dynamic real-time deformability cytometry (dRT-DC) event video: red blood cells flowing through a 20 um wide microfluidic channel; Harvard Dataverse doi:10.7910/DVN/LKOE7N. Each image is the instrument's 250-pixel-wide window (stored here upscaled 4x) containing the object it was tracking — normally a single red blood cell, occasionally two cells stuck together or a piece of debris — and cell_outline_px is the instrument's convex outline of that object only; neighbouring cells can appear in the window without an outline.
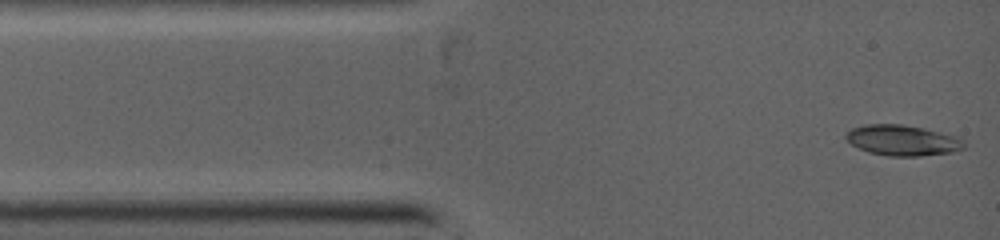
{"species": "common noctule bat (a hibernating species)", "species_latin": "Nyctalus noctula", "temperature_condition": "warm", "stored_images_in_passage": 26, "camera_frame_rate_fps": 5000, "um_per_image_px": 0.085, "animal": {"sex": "female", "body_mass_g": 19.0, "forearm_length_mm": 53.3}, "frame": {"image": 1, "passage_image": 1, "time_ms": 0.0, "image_size_px": [1000, 240], "cell_outline_px": [[964, 148], [952, 152], [920, 156], [892, 156], [868, 152], [852, 144], [844, 136], [852, 128], [864, 124], [904, 124], [924, 128], [960, 136], [964, 140]], "centroid_in_image_um": [76.76, 11.91], "position_along_channel_um": 8.2, "area_um2": 21.15}}
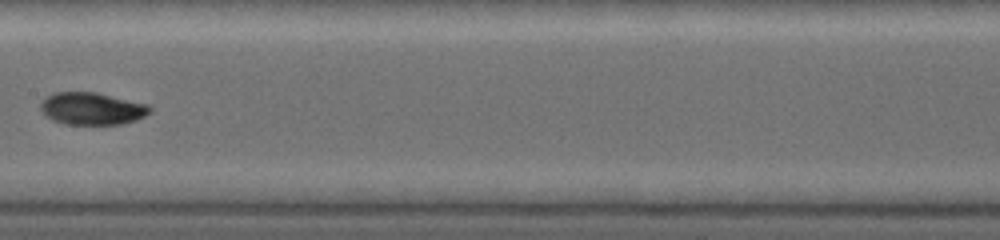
{"frame": {"image": 2, "passage_image": 15, "time_ms": 5.2, "image_size_px": [1000, 240], "cell_outline_px": [[152, 112], [136, 120], [120, 124], [64, 124], [52, 120], [40, 108], [40, 100], [52, 92], [96, 92], [148, 104], [152, 108]], "centroid_in_image_um": [7.81, 9.22], "position_along_channel_um": 199.6, "area_um2": 20.69}}
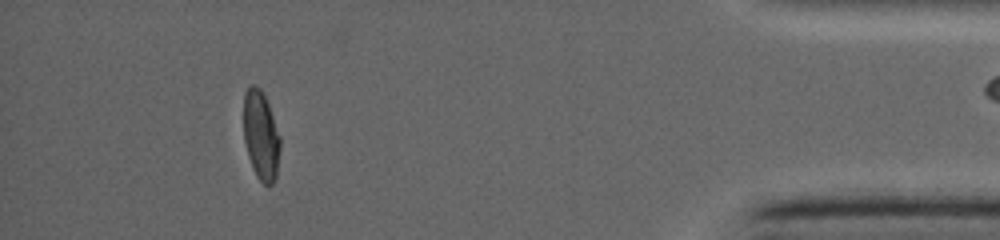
{"frame": {"image": 3, "passage_image": 24, "time_ms": 11.0, "image_size_px": [1000, 240], "cell_outline_px": [[280, 148], [276, 176], [272, 184], [264, 184], [256, 176], [248, 156], [244, 140], [244, 92], [248, 84], [256, 84], [260, 88], [268, 104], [280, 136]], "centroid_in_image_um": [22.17, 11.48], "position_along_channel_um": 413.0, "area_um2": 18.96}}